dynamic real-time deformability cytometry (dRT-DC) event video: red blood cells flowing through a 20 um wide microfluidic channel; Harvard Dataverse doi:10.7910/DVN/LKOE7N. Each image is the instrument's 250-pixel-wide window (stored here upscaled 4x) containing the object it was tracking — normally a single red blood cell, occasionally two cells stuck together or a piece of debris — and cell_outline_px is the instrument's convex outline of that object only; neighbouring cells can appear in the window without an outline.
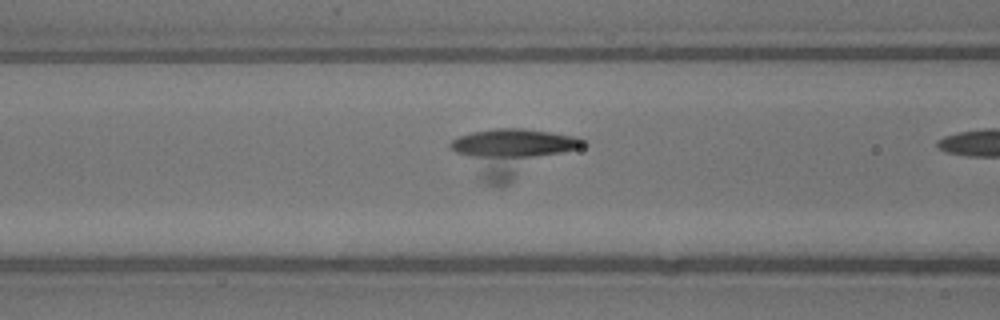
{"species": "common noctule bat (a hibernating species)", "species_latin": "Nyctalus noctula", "temperature_condition": "warm", "stored_images_in_passage": 29, "camera_frame_rate_fps": 3000, "um_per_image_px": 0.085, "animal": {"sex": "male", "body_mass_g": 13.3}, "frame": {"image": 1, "passage_image": 28, "time_ms": 9.0, "image_size_px": [1000, 320], "cell_outline_px": [[588, 144], [508, 184], [488, 184], [480, 180], [448, 148], [448, 144], [452, 140], [460, 136], [472, 132], [496, 128], [524, 128], [552, 132], [576, 136], [584, 140]], "centroid_in_image_um": [43.45, 12.92], "position_along_channel_um": 123.1, "area_um2": 36.07}}